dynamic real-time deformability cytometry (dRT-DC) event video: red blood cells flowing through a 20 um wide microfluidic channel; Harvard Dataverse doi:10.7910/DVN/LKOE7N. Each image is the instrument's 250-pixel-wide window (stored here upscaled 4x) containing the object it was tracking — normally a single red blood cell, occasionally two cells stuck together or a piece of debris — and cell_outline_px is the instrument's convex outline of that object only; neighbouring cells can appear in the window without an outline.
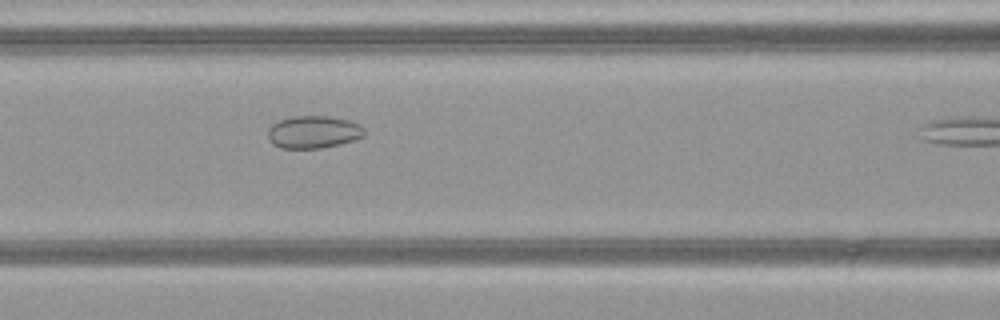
{"species": "common noctule bat (a hibernating species)", "species_latin": "Nyctalus noctula", "temperature_condition": "warm", "stored_images_in_passage": 9, "camera_frame_rate_fps": 3000, "um_per_image_px": 0.085, "animal": {"sex": "female", "body_mass_g": 21.9}, "frame": {"image": 1, "passage_image": 8, "time_ms": 2.333, "image_size_px": [1000, 320], "cell_outline_px": [[364, 136], [340, 144], [320, 148], [280, 148], [272, 144], [268, 140], [268, 128], [272, 124], [280, 120], [292, 116], [328, 116], [348, 120], [360, 124], [364, 128]], "centroid_in_image_um": [26.62, 11.22], "position_along_channel_um": 140.0, "area_um2": 18.32}}